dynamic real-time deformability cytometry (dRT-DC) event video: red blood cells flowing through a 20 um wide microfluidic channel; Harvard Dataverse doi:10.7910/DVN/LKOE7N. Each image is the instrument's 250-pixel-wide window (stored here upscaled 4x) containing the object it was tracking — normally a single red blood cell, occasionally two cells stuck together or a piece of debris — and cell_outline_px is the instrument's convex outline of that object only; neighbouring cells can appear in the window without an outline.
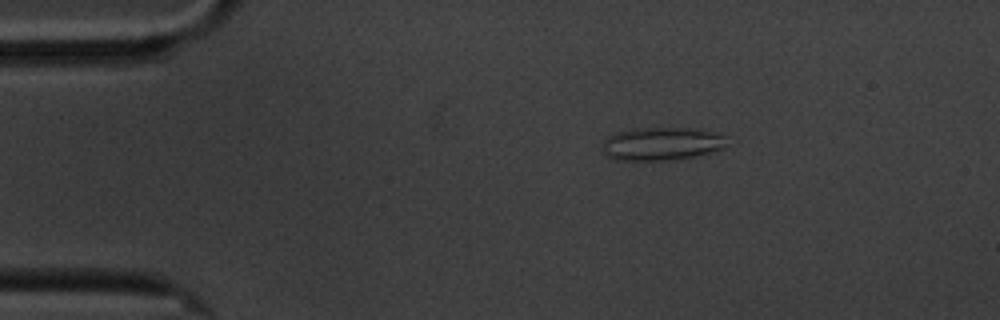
{"species": "common noctule bat (a hibernating species)", "species_latin": "Nyctalus noctula", "temperature_condition": "cold", "stored_images_in_passage": 7, "camera_frame_rate_fps": 3000, "um_per_image_px": 0.085, "animal": {"sex": "male", "body_mass_g": 20.1, "forearm_length_mm": 53.5}, "frame": {"image": 1, "passage_image": 3, "time_ms": 2.333, "image_size_px": [1000, 320], "cell_outline_px": [[724, 148], [692, 156], [672, 160], [616, 160], [608, 156], [604, 152], [604, 140], [608, 136], [616, 132], [636, 128], [696, 128], [724, 136]], "centroid_in_image_um": [56.19, 12.21], "position_along_channel_um": 28.8, "area_um2": 23.58}}
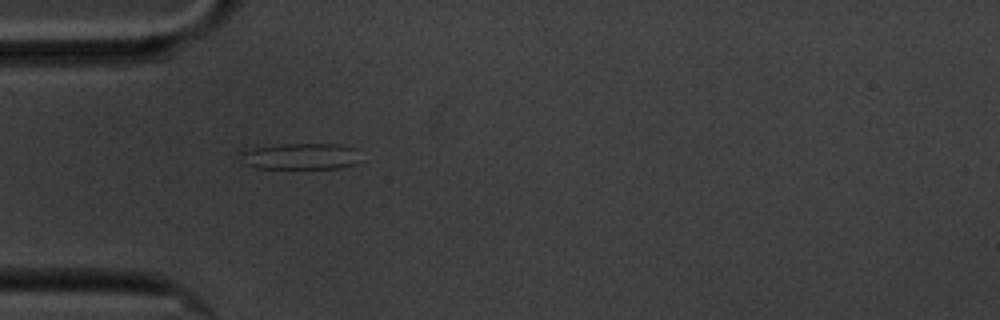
{"frame": {"image": 2, "passage_image": 5, "time_ms": 4.667, "image_size_px": [1000, 320], "cell_outline_px": [[356, 164], [340, 168], [256, 168], [240, 164], [240, 152], [256, 148], [280, 144], [336, 144], [356, 148]], "centroid_in_image_um": [25.48, 13.3], "position_along_channel_um": 59.5, "area_um2": 18.32}}
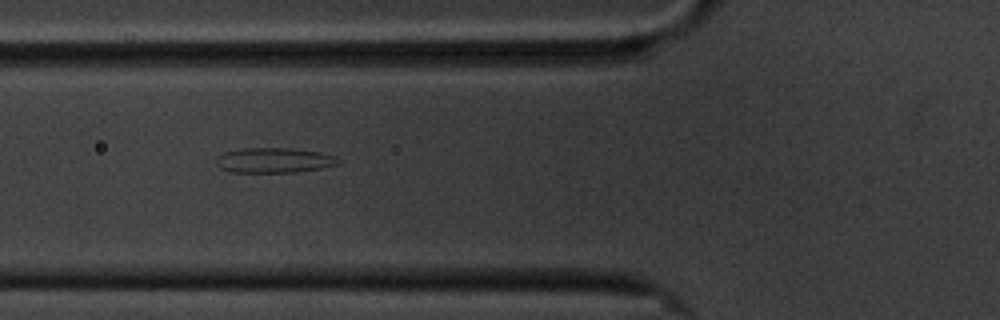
{"frame": {"image": 3, "passage_image": 6, "time_ms": 6.0, "image_size_px": [1000, 320], "cell_outline_px": [[340, 164], [320, 168], [296, 172], [232, 172], [220, 168], [216, 164], [216, 156], [224, 152], [240, 148], [288, 148], [320, 152], [336, 156], [340, 160]], "centroid_in_image_um": [23.28, 13.62], "position_along_channel_um": 102.5, "area_um2": 17.92}}